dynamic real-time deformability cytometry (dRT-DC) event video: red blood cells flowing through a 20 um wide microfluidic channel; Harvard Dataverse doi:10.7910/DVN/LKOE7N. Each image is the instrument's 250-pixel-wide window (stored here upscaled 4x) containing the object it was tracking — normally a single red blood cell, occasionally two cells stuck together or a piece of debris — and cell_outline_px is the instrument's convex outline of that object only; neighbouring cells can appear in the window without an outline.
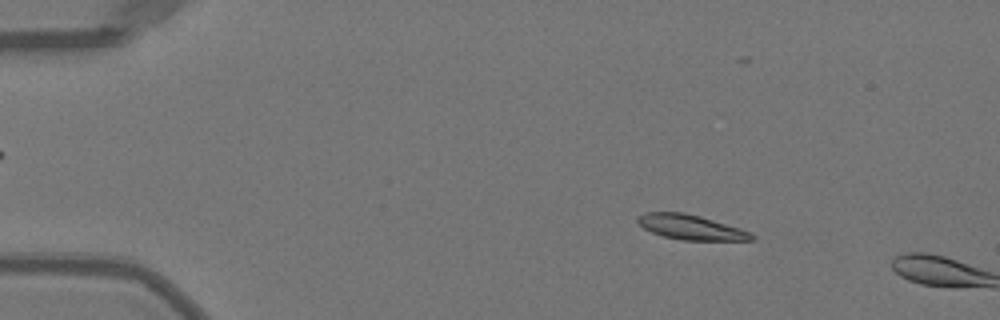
{"species": "Egyptian fruit bat (a non-hibernating species)", "species_latin": "Rousettus aegyptiacus", "temperature_condition": "warm", "stored_images_in_passage": 9, "camera_frame_rate_fps": 3000, "um_per_image_px": 0.085, "animal": {"sex": "female"}, "frame": {"image": 1, "passage_image": 8, "time_ms": 2.333, "image_size_px": [1000, 320], "cell_outline_px": [[756, 236], [752, 240], [680, 240], [664, 236], [652, 232], [644, 228], [636, 220], [636, 216], [644, 212], [684, 212], [700, 216], [740, 228]], "centroid_in_image_um": [58.68, 19.3], "position_along_channel_um": 26.3, "area_um2": 16.42}}